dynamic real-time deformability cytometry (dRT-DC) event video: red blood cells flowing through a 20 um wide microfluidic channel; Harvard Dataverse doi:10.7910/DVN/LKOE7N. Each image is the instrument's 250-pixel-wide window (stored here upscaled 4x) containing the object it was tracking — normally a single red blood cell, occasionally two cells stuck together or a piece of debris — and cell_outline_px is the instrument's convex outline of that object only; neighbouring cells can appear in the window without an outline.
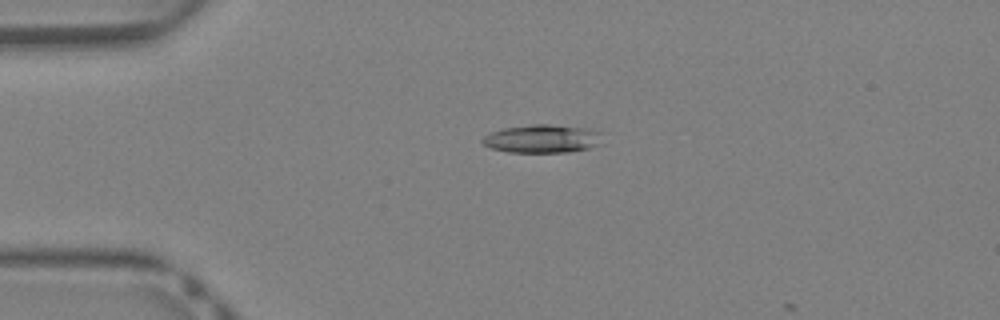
{"species": "Egyptian fruit bat (a non-hibernating species)", "species_latin": "Rousettus aegyptiacus", "temperature_condition": "warm", "stored_images_in_passage": 2, "camera_frame_rate_fps": 3000, "um_per_image_px": 0.085, "animal": {"sex": "female"}, "frame": {"image": 1, "passage_image": 1, "time_ms": 0.0, "image_size_px": [1000, 320], "cell_outline_px": [[604, 144], [588, 148], [568, 152], [508, 152], [492, 148], [484, 144], [480, 140], [484, 136], [492, 132], [504, 128], [532, 124], [548, 124], [584, 128], [600, 132]], "centroid_in_image_um": [46.12, 11.79], "position_along_channel_um": 38.9, "area_um2": 19.71}}